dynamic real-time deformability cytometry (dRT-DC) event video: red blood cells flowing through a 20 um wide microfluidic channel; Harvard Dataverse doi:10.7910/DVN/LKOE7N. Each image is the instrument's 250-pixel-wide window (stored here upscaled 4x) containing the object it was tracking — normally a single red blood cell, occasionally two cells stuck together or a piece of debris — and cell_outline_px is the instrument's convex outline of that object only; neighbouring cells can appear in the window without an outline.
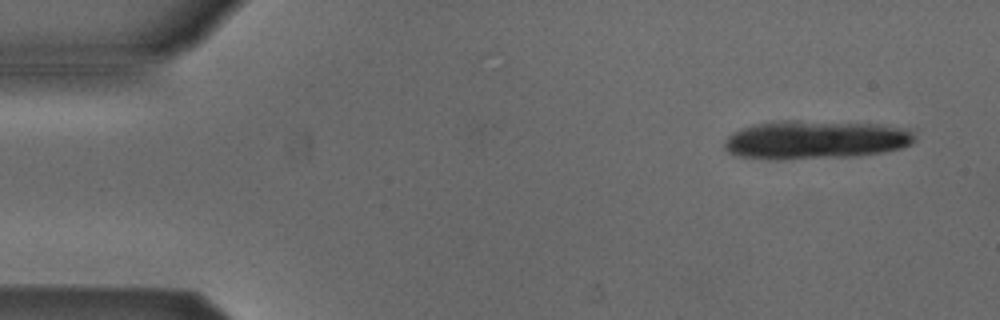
{"species": "Egyptian fruit bat (a non-hibernating species)", "species_latin": "Rousettus aegyptiacus", "temperature_condition": "cold", "stored_images_in_passage": 5, "camera_frame_rate_fps": 3000, "um_per_image_px": 0.085, "animal": {"sex": "male"}, "frame": {"image": 1, "passage_image": 1, "time_ms": 0.0, "image_size_px": [1000, 320], "cell_outline_px": [[916, 140], [912, 144], [900, 148], [884, 152], [856, 156], [776, 160], [736, 156], [728, 152], [724, 148], [724, 140], [732, 132], [756, 124], [784, 120], [796, 120], [880, 124], [912, 128], [916, 136]], "centroid_in_image_um": [69.36, 11.88], "position_along_channel_um": 15.6, "area_um2": 43.35}}